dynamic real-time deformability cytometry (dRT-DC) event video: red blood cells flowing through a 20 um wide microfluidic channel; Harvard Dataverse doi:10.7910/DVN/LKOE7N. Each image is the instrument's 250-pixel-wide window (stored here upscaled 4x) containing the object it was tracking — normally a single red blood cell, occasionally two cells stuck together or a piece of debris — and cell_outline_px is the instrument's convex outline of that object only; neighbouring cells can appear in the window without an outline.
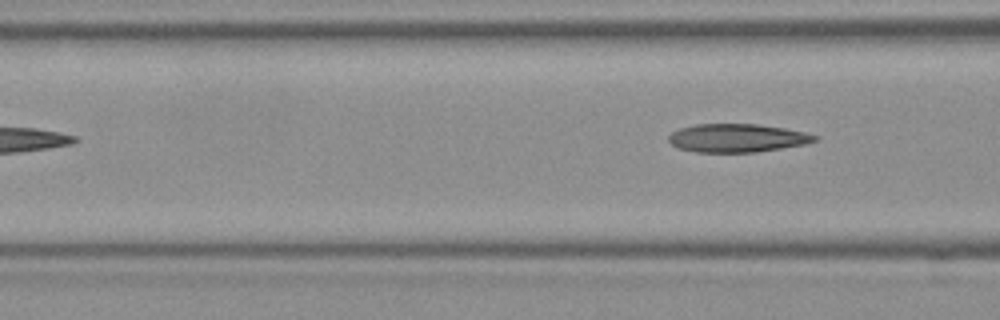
{"species": "Egyptian fruit bat (a non-hibernating species)", "species_latin": "Rousettus aegyptiacus", "temperature_condition": "room temperature", "stored_images_in_passage": 5, "camera_frame_rate_fps": 3000, "um_per_image_px": 0.085, "frame": {"image": 1, "passage_image": 5, "time_ms": 1.333, "image_size_px": [1000, 320], "cell_outline_px": [[820, 136], [816, 140], [804, 144], [756, 152], [696, 152], [676, 148], [668, 140], [668, 136], [672, 132], [680, 128], [696, 124], [756, 124], [784, 128], [804, 132]], "centroid_in_image_um": [62.62, 11.73], "position_along_channel_um": 104.0, "area_um2": 24.04}}